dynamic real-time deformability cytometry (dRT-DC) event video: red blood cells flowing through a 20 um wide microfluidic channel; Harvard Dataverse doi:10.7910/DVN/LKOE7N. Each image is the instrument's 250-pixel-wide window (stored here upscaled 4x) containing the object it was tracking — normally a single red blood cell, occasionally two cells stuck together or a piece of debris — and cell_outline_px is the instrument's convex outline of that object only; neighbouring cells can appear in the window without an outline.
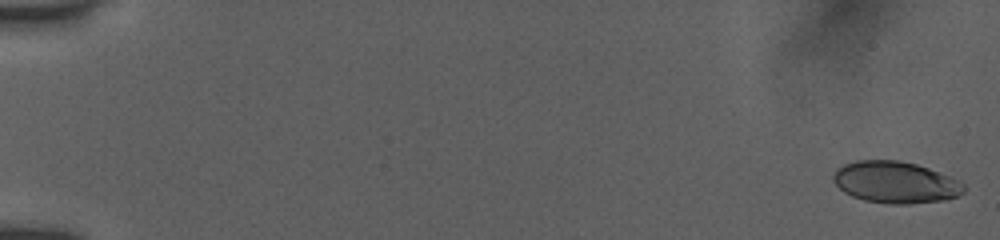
{"species": "human", "species_latin": "Homo sapiens", "temperature_condition": "room temperature", "stored_images_in_passage": 23, "camera_frame_rate_fps": 3000, "um_per_image_px": 0.085, "donor": {"sex": "female"}, "frame": {"image": 1, "passage_image": 1, "time_ms": 0.0, "image_size_px": [1000, 240], "cell_outline_px": [[964, 192], [956, 196], [944, 200], [908, 204], [888, 204], [864, 200], [852, 196], [844, 192], [832, 180], [832, 176], [836, 168], [844, 164], [856, 160], [900, 160], [916, 164], [928, 168], [948, 176], [964, 184]], "centroid_in_image_um": [76.07, 15.49], "position_along_channel_um": 8.9, "area_um2": 31.67}}
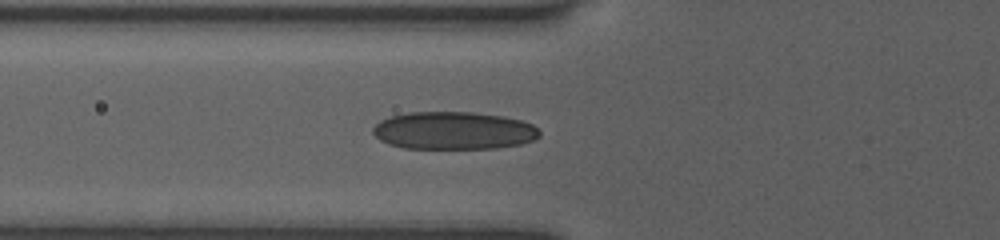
{"frame": {"image": 2, "passage_image": 17, "time_ms": 5.333, "image_size_px": [1000, 240], "cell_outline_px": [[540, 136], [532, 140], [520, 144], [496, 148], [404, 148], [388, 144], [380, 140], [372, 132], [372, 128], [380, 120], [388, 116], [408, 112], [472, 112], [504, 116], [520, 120], [532, 124], [540, 132]], "centroid_in_image_um": [38.53, 11.09], "position_along_channel_um": 87.3, "area_um2": 36.7}}
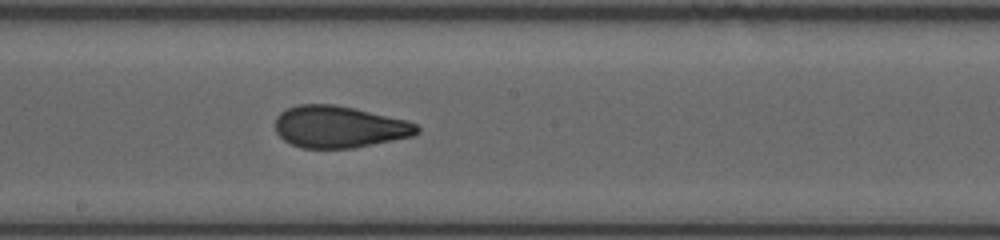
{"frame": {"image": 3, "passage_image": 23, "time_ms": 7.333, "image_size_px": [1000, 240], "cell_outline_px": [[420, 132], [412, 136], [352, 148], [304, 148], [292, 144], [284, 140], [276, 132], [276, 116], [280, 112], [296, 104], [336, 104], [356, 108], [408, 120], [416, 124], [420, 128]], "centroid_in_image_um": [28.84, 10.76], "position_along_channel_um": 219.4, "area_um2": 34.68}}